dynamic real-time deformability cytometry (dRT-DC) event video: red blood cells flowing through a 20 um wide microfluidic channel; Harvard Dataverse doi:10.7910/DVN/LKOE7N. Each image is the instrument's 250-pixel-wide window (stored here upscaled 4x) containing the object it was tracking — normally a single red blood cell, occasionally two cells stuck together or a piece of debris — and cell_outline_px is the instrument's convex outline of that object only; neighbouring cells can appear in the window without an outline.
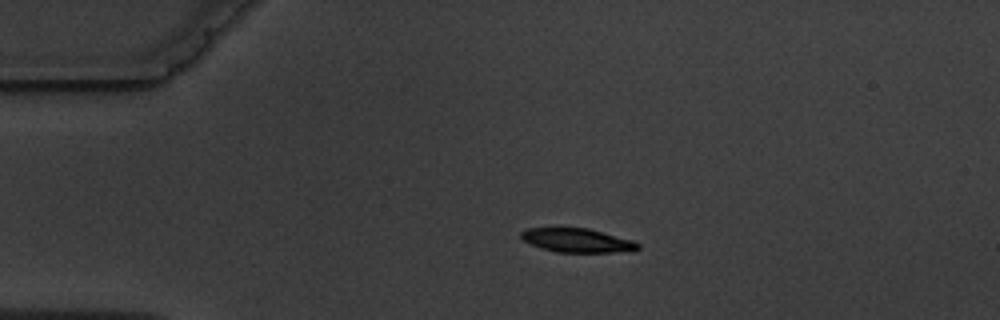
{"species": "common noctule bat (a hibernating species)", "species_latin": "Nyctalus noctula", "temperature_condition": "warm", "stored_images_in_passage": 4, "camera_frame_rate_fps": 3000, "um_per_image_px": 0.085, "animal": {"sex": "male", "body_mass_g": 19.5, "forearm_length_mm": 54.6}, "frame": {"image": 1, "passage_image": 3, "time_ms": 2.333, "image_size_px": [1000, 320], "cell_outline_px": [[640, 248], [612, 252], [556, 252], [540, 248], [524, 240], [520, 236], [520, 232], [528, 228], [556, 224], [588, 228], [632, 240], [640, 244]], "centroid_in_image_um": [48.93, 20.37], "position_along_channel_um": 36.1, "area_um2": 16.88}}